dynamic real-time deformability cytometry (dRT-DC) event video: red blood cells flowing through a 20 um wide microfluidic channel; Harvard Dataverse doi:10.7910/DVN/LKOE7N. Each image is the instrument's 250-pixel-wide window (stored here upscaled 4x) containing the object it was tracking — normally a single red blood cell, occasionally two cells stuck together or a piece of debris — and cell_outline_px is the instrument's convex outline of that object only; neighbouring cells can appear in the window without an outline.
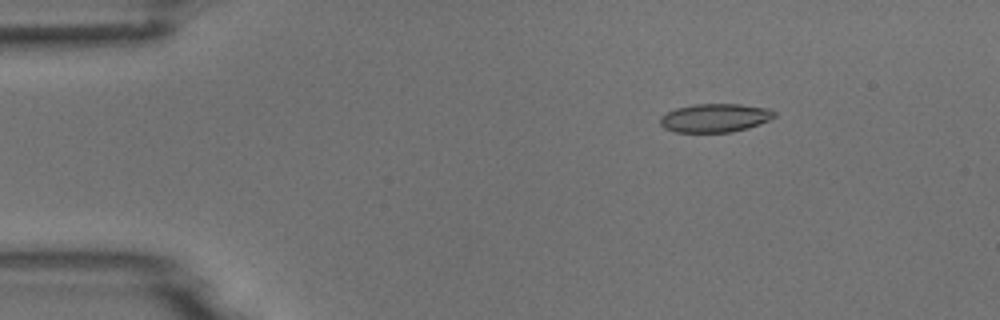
{"species": "common noctule bat (a hibernating species)", "species_latin": "Nyctalus noctula", "temperature_condition": "room temperature", "stored_images_in_passage": 5, "camera_frame_rate_fps": 3000, "um_per_image_px": 0.085, "animal": {"sex": "male", "body_mass_g": 18.8}, "frame": {"image": 1, "passage_image": 3, "time_ms": 2.333, "image_size_px": [1000, 320], "cell_outline_px": [[776, 116], [760, 124], [748, 128], [732, 132], [676, 132], [664, 128], [660, 124], [660, 116], [676, 108], [696, 104], [740, 104], [768, 108], [776, 112]], "centroid_in_image_um": [60.79, 10.02], "position_along_channel_um": 24.2, "area_um2": 19.02}}